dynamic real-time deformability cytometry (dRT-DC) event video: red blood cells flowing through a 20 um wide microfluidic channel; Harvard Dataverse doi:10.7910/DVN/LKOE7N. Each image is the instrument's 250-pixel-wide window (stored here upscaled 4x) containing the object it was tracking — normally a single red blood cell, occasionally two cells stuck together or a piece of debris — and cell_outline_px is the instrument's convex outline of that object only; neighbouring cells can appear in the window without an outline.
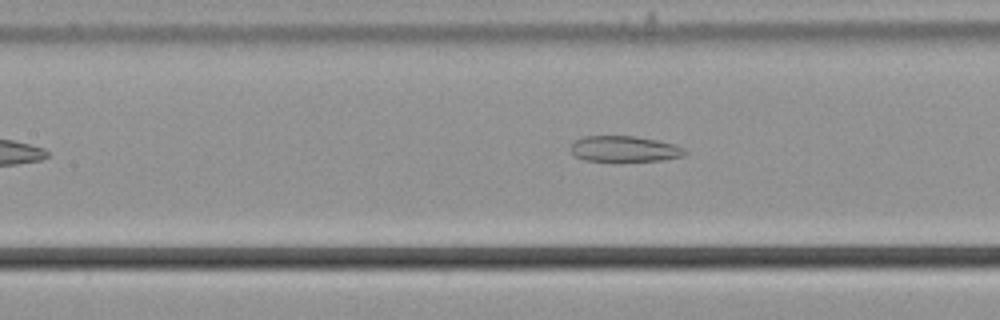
{"species": "common noctule bat (a hibernating species)", "species_latin": "Nyctalus noctula", "temperature_condition": "cold", "stored_images_in_passage": 42, "camera_frame_rate_fps": 3000, "um_per_image_px": 0.085, "animal": {"sex": "male", "body_mass_g": 21.5, "forearm_length_mm": 52.0}, "frame": {"image": 1, "passage_image": 14, "time_ms": 4.333, "image_size_px": [1000, 320], "cell_outline_px": [[688, 152], [684, 156], [664, 160], [584, 160], [576, 156], [572, 152], [572, 144], [576, 140], [584, 136], [632, 136], [656, 140], [676, 144], [684, 148]], "centroid_in_image_um": [53.14, 12.64], "position_along_channel_um": 154.3, "area_um2": 16.88}}
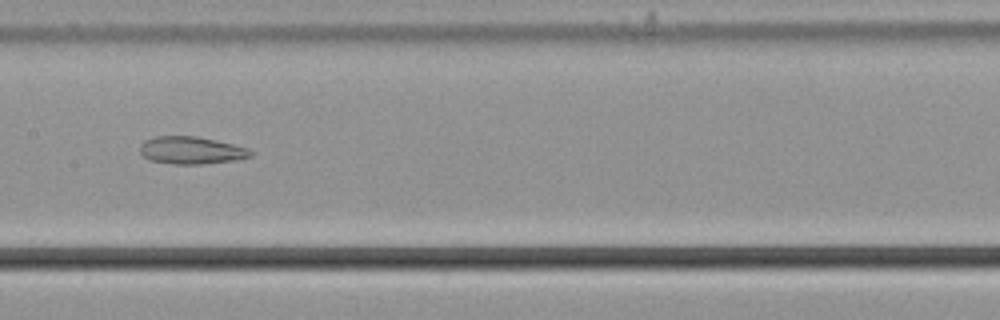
{"frame": {"image": 2, "passage_image": 17, "time_ms": 5.333, "image_size_px": [1000, 320], "cell_outline_px": [[252, 156], [236, 160], [200, 164], [176, 164], [148, 160], [140, 152], [140, 144], [144, 140], [156, 136], [196, 136], [232, 144], [248, 148], [252, 152]], "centroid_in_image_um": [16.23, 12.78], "position_along_channel_um": 191.2, "area_um2": 17.63}}
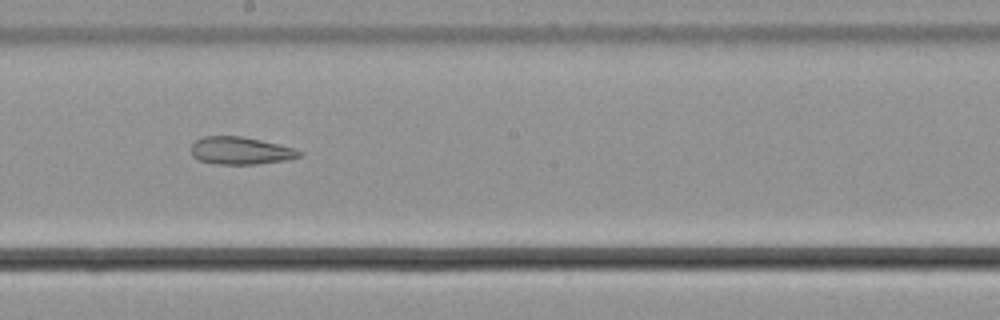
{"frame": {"image": 3, "passage_image": 20, "time_ms": 6.333, "image_size_px": [1000, 320], "cell_outline_px": [[304, 152], [300, 156], [288, 160], [256, 164], [216, 164], [200, 160], [192, 156], [192, 144], [196, 140], [204, 136], [240, 136], [260, 140], [292, 148]], "centroid_in_image_um": [20.44, 12.81], "position_along_channel_um": 227.8, "area_um2": 17.17}}